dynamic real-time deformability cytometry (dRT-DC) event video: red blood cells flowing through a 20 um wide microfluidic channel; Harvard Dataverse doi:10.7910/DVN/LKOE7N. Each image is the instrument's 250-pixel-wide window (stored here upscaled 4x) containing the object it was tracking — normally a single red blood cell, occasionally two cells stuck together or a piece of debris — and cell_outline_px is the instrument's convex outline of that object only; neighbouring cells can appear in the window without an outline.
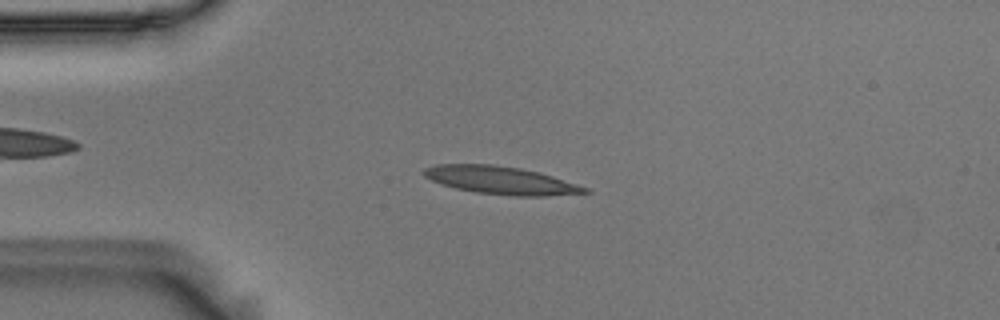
{"species": "Egyptian fruit bat (a non-hibernating species)", "species_latin": "Rousettus aegyptiacus", "temperature_condition": "room temperature", "stored_images_in_passage": 47, "camera_frame_rate_fps": 3000, "um_per_image_px": 0.085, "animal": {"sex": "male"}, "frame": {"image": 1, "passage_image": 5, "time_ms": 1.333, "image_size_px": [1000, 320], "cell_outline_px": [[592, 192], [548, 196], [512, 196], [476, 192], [456, 188], [440, 184], [424, 176], [420, 172], [424, 168], [436, 164], [492, 164], [520, 168], [552, 176], [588, 188]], "centroid_in_image_um": [42.53, 15.32], "position_along_channel_um": 42.5, "area_um2": 26.07}}
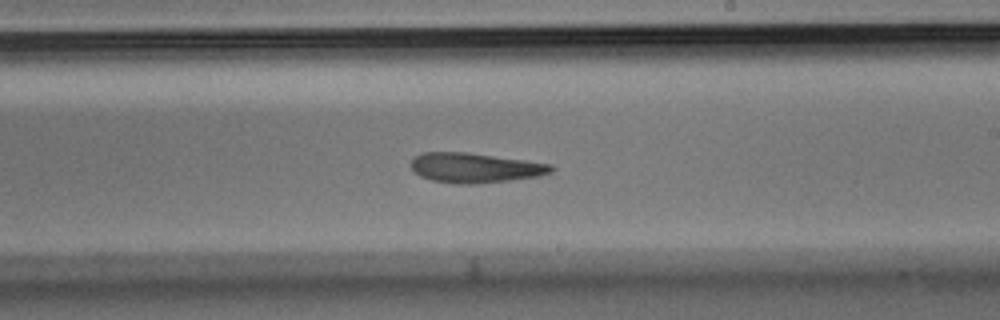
{"frame": {"image": 2, "passage_image": 24, "time_ms": 7.667, "image_size_px": [1000, 320], "cell_outline_px": [[556, 168], [552, 172], [540, 176], [476, 184], [460, 184], [432, 180], [420, 176], [412, 168], [412, 160], [416, 156], [424, 152], [468, 152], [552, 164]], "centroid_in_image_um": [40.42, 14.26], "position_along_channel_um": 248.6, "area_um2": 24.22}}
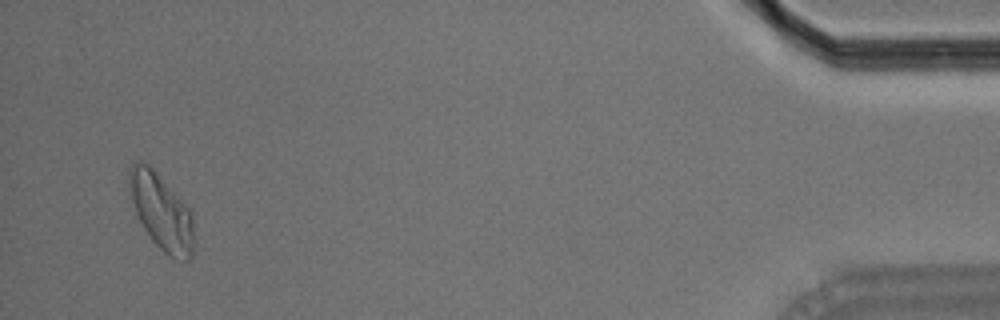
{"frame": {"image": 3, "passage_image": 45, "time_ms": 14.667, "image_size_px": [1000, 320], "cell_outline_px": [[192, 256], [188, 260], [172, 260], [152, 240], [144, 228], [136, 212], [132, 200], [128, 172], [132, 164], [140, 160], [148, 164], [192, 208]], "centroid_in_image_um": [13.74, 18.0], "position_along_channel_um": 421.5, "area_um2": 28.5}}